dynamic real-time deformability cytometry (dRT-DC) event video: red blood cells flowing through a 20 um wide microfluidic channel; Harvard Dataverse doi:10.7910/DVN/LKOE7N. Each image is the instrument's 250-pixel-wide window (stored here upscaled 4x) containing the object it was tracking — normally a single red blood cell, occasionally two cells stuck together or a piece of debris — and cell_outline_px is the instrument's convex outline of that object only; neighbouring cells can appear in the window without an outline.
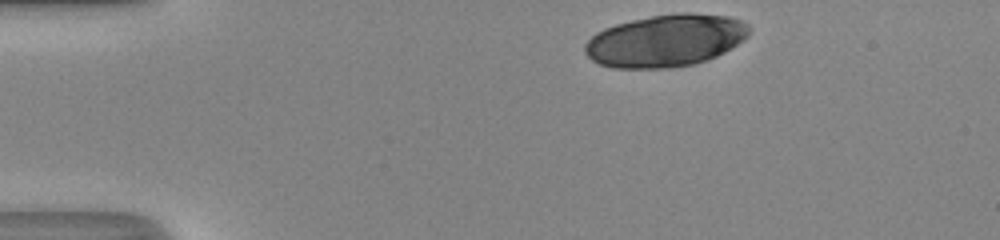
{"species": "human", "species_latin": "Homo sapiens", "temperature_condition": "room temperature", "stored_images_in_passage": 33, "camera_frame_rate_fps": 3000, "um_per_image_px": 0.085, "donor": {"sex": "male"}, "frame": {"image": 1, "passage_image": 1, "time_ms": 0.0, "image_size_px": [1000, 240], "cell_outline_px": [[748, 36], [744, 40], [724, 52], [716, 56], [692, 64], [668, 68], [612, 68], [600, 64], [592, 60], [584, 52], [584, 44], [596, 32], [604, 28], [616, 24], [632, 20], [652, 16], [676, 12], [688, 12], [728, 16], [740, 20], [748, 24]], "centroid_in_image_um": [56.56, 3.44], "position_along_channel_um": 28.4, "area_um2": 50.0}}